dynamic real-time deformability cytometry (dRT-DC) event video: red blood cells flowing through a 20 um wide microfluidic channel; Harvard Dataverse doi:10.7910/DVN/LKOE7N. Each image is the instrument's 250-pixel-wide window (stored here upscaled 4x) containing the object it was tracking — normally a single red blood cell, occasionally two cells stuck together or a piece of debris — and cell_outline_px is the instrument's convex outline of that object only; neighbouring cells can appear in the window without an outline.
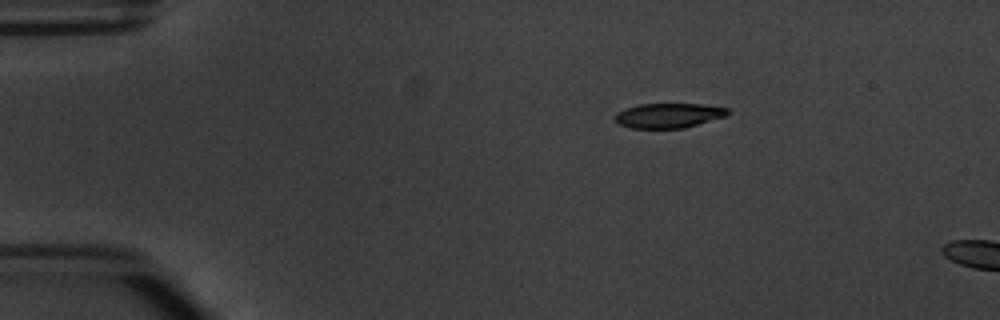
{"species": "common noctule bat (a hibernating species)", "species_latin": "Nyctalus noctula", "temperature_condition": "warm", "stored_images_in_passage": 2, "camera_frame_rate_fps": 3000, "um_per_image_px": 0.085, "animal": {"sex": "male", "body_mass_g": 20.1, "forearm_length_mm": 53.5}, "frame": {"image": 1, "passage_image": 1, "time_ms": 0.0, "image_size_px": [1000, 320], "cell_outline_px": [[728, 112], [724, 116], [684, 128], [628, 128], [620, 124], [616, 120], [616, 112], [640, 104], [704, 104], [728, 108]], "centroid_in_image_um": [56.82, 9.81], "position_along_channel_um": 28.2, "area_um2": 15.95}}